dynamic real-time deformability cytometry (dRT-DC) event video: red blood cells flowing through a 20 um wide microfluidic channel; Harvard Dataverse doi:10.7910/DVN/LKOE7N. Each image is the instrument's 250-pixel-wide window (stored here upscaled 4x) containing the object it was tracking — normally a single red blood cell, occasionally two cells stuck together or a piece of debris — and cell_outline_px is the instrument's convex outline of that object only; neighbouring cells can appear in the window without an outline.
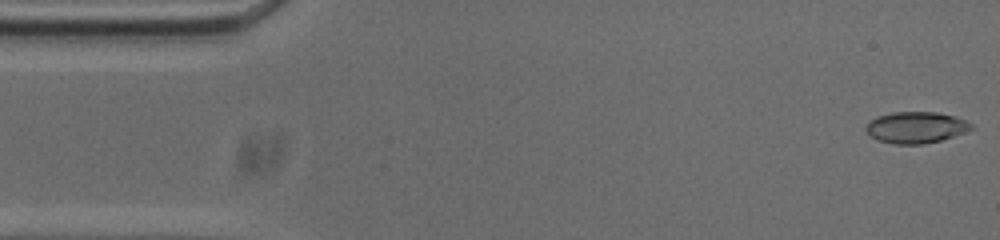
{"species": "common noctule bat (a hibernating species)", "species_latin": "Nyctalus noctula", "temperature_condition": "cold", "stored_images_in_passage": 53, "camera_frame_rate_fps": 3000, "um_per_image_px": 0.085, "animal": {"sex": "male", "body_mass_g": 20.0, "forearm_length_mm": 53.3}, "frame": {"image": 1, "passage_image": 1, "time_ms": 0.0, "image_size_px": [1000, 240], "cell_outline_px": [[976, 128], [940, 140], [924, 144], [892, 144], [876, 140], [864, 128], [868, 120], [876, 116], [892, 112], [936, 112], [956, 116], [968, 120]], "centroid_in_image_um": [77.85, 10.82], "position_along_channel_um": 7.2, "area_um2": 19.54}}
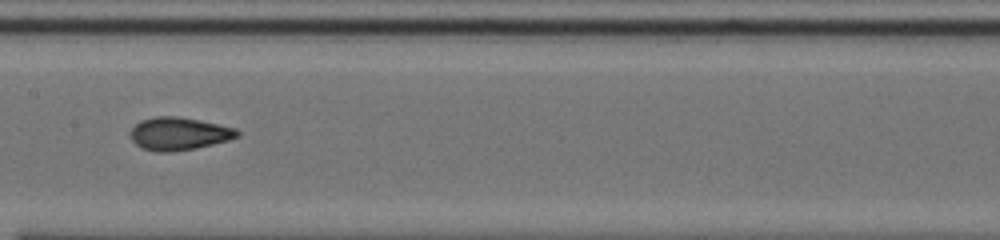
{"frame": {"image": 2, "passage_image": 25, "time_ms": 8.0, "image_size_px": [1000, 240], "cell_outline_px": [[240, 136], [228, 140], [196, 148], [168, 152], [156, 152], [140, 148], [132, 140], [132, 128], [140, 120], [156, 116], [180, 116], [200, 120], [236, 128], [240, 132]], "centroid_in_image_um": [15.22, 11.36], "position_along_channel_um": 192.2, "area_um2": 20.46}}
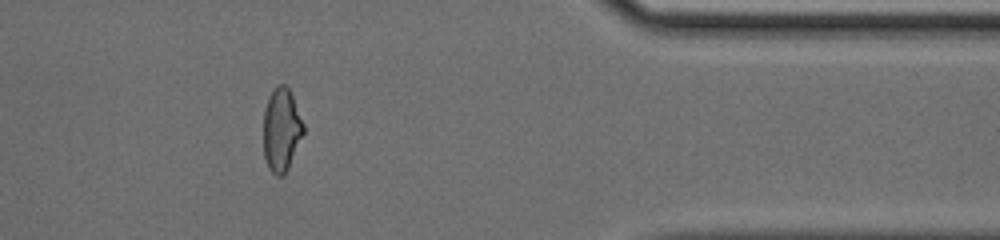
{"frame": {"image": 3, "passage_image": 43, "time_ms": 14.0, "image_size_px": [1000, 240], "cell_outline_px": [[304, 132], [288, 168], [284, 176], [276, 176], [268, 168], [264, 156], [264, 108], [268, 96], [280, 84], [284, 84], [288, 88], [292, 96], [304, 124]], "centroid_in_image_um": [23.91, 11.05], "position_along_channel_um": 387.5, "area_um2": 19.25}, "authors_computed_cell_mechanics": {"area_um2": 19.941, "velocity_mm_per_s": 3.7426, "shape_relaxation_time_tau1_ms": null, "shape_relaxation_time_tau2_ms": 1.6017, "deformation_change_tau1": null, "deformation_change_tau2": 0.0814}}